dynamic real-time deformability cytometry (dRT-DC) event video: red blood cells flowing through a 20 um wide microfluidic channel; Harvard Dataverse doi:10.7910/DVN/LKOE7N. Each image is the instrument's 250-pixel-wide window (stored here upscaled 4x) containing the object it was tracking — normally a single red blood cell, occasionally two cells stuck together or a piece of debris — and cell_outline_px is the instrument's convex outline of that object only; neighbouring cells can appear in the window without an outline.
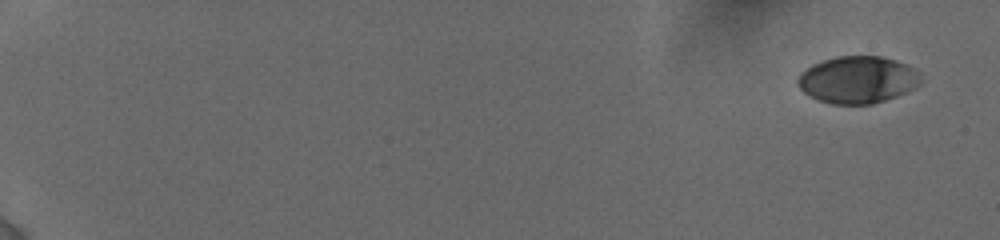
{"species": "human", "species_latin": "Homo sapiens", "temperature_condition": "cold", "stored_images_in_passage": 55, "camera_frame_rate_fps": 3000, "um_per_image_px": 0.085, "donor": {"sex": "female"}, "frame": {"image": 1, "passage_image": 1, "time_ms": 0.0, "image_size_px": [1000, 240], "cell_outline_px": [[920, 84], [896, 96], [872, 104], [832, 104], [816, 100], [808, 96], [800, 88], [796, 80], [800, 72], [812, 64], [836, 56], [880, 56], [896, 60], [912, 68], [916, 72], [920, 80]], "centroid_in_image_um": [72.82, 6.78], "position_along_channel_um": 12.2, "area_um2": 33.58}}
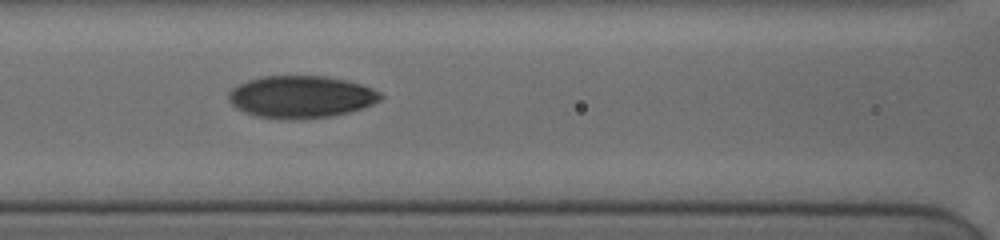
{"frame": {"image": 2, "passage_image": 46, "time_ms": 8.667, "image_size_px": [1000, 240], "cell_outline_px": [[384, 96], [380, 100], [364, 108], [332, 116], [300, 120], [280, 120], [256, 116], [244, 112], [236, 108], [228, 100], [228, 92], [232, 88], [248, 80], [264, 76], [324, 76], [344, 80], [360, 84], [380, 92]], "centroid_in_image_um": [25.56, 8.25], "position_along_channel_um": 141.0, "area_um2": 37.63}}
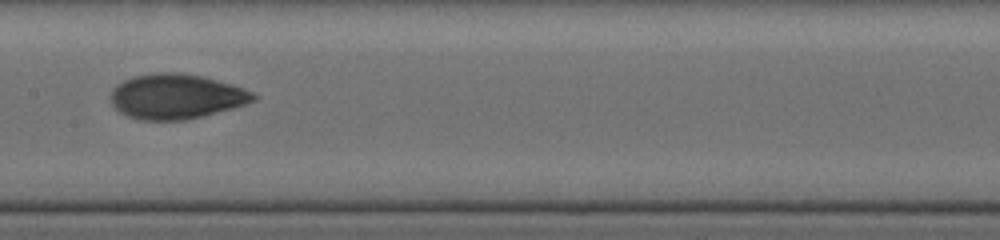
{"frame": {"image": 3, "passage_image": 54, "time_ms": 10.0, "image_size_px": [1000, 240], "cell_outline_px": [[256, 100], [232, 108], [188, 120], [140, 120], [128, 116], [120, 112], [112, 104], [112, 88], [116, 84], [124, 80], [136, 76], [152, 72], [176, 72], [204, 76], [232, 84], [244, 88], [252, 92], [256, 96]], "centroid_in_image_um": [14.98, 8.19], "position_along_channel_um": 192.4, "area_um2": 37.4}}